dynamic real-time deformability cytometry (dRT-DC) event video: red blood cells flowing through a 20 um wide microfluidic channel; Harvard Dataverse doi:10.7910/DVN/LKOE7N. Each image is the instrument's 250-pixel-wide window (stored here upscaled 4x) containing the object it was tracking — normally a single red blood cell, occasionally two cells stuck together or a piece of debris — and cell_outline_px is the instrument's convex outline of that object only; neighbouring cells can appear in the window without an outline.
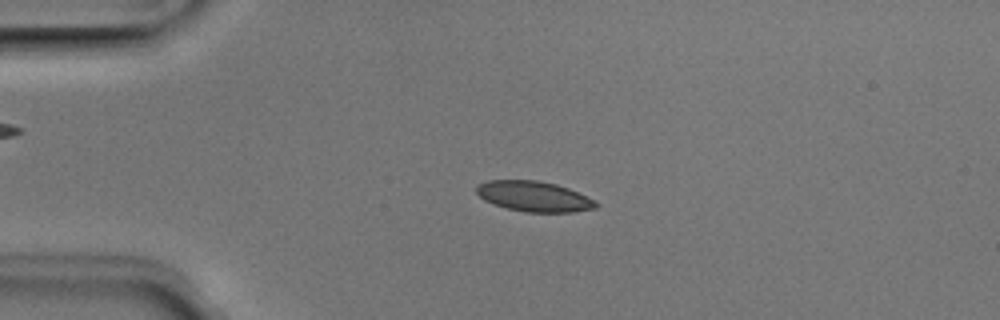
{"species": "Egyptian fruit bat (a non-hibernating species)", "species_latin": "Rousettus aegyptiacus", "temperature_condition": "room temperature", "stored_images_in_passage": 50, "camera_frame_rate_fps": 3000, "um_per_image_px": 0.085, "animal": {"sex": "male"}, "frame": {"image": 1, "passage_image": 11, "time_ms": 3.333, "image_size_px": [1000, 320], "cell_outline_px": [[600, 204], [596, 208], [572, 212], [528, 212], [508, 208], [484, 200], [476, 192], [476, 184], [488, 180], [536, 180], [556, 184], [568, 188], [596, 200]], "centroid_in_image_um": [45.41, 16.68], "position_along_channel_um": 39.6, "area_um2": 21.1}}
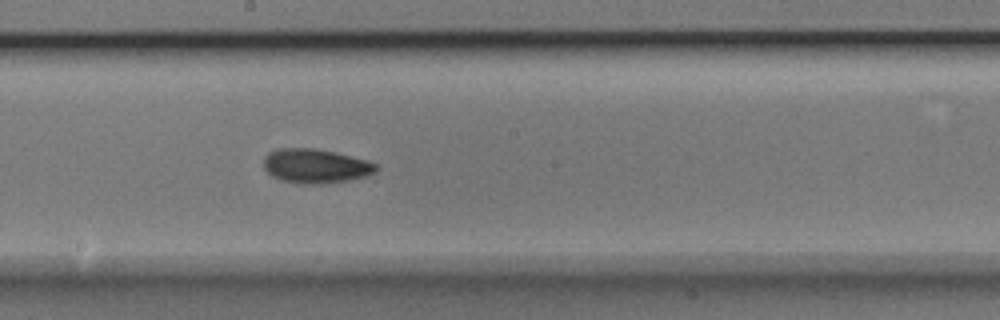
{"frame": {"image": 2, "passage_image": 27, "time_ms": 8.667, "image_size_px": [1000, 320], "cell_outline_px": [[376, 172], [364, 176], [348, 180], [320, 184], [304, 184], [280, 180], [272, 176], [264, 168], [264, 156], [268, 152], [276, 148], [312, 148], [336, 152], [368, 160], [376, 164]], "centroid_in_image_um": [26.79, 14.1], "position_along_channel_um": 221.4, "area_um2": 22.48}}
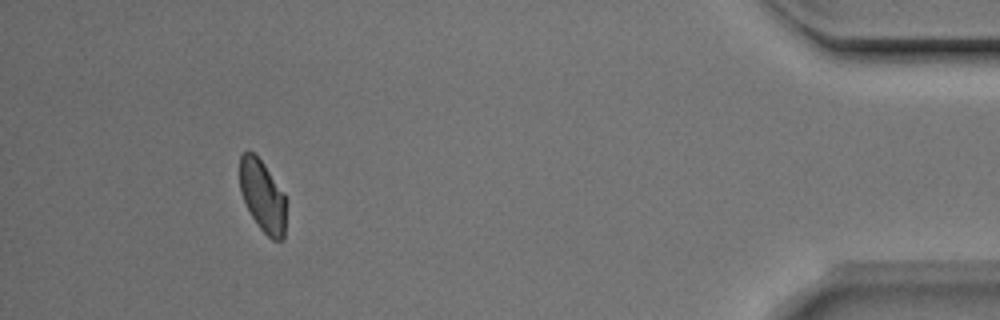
{"frame": {"image": 3, "passage_image": 46, "time_ms": 15.0, "image_size_px": [1000, 320], "cell_outline_px": [[284, 240], [272, 240], [260, 228], [252, 216], [240, 192], [240, 156], [248, 148], [264, 164], [284, 192]], "centroid_in_image_um": [22.3, 16.63], "position_along_channel_um": 412.9, "area_um2": 19.07}, "authors_computed_cell_mechanics": {"area_um2": 21.0681, "velocity_mm_per_s": 3.9848, "shape_relaxation_time_tau1_ms": 2.3744, "shape_relaxation_time_tau2_ms": 3.5958, "deformation_change_tau1": 0.0895, "deformation_change_tau2": 0.0731}}